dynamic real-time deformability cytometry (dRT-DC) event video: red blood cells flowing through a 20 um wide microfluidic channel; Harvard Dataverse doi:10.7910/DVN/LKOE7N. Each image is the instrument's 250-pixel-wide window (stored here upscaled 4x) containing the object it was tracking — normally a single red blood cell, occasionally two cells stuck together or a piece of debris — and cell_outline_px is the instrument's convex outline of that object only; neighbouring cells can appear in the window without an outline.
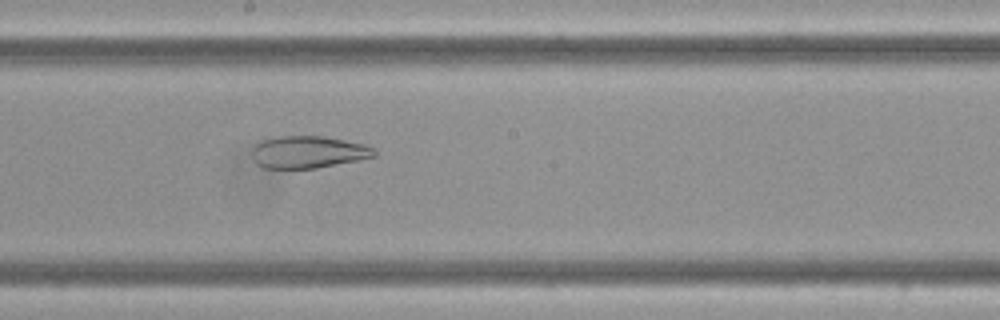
{"species": "Egyptian fruit bat (a non-hibernating species)", "species_latin": "Rousettus aegyptiacus", "temperature_condition": "cold", "stored_images_in_passage": 5, "camera_frame_rate_fps": 3000, "um_per_image_px": 0.085, "frame": {"image": 1, "passage_image": 5, "time_ms": 1.333, "image_size_px": [1000, 320], "cell_outline_px": [[376, 156], [316, 168], [264, 168], [256, 164], [252, 152], [252, 148], [256, 144], [272, 136], [324, 136], [364, 144], [376, 148]], "centroid_in_image_um": [26.19, 12.91], "position_along_channel_um": 222.0, "area_um2": 22.89}}